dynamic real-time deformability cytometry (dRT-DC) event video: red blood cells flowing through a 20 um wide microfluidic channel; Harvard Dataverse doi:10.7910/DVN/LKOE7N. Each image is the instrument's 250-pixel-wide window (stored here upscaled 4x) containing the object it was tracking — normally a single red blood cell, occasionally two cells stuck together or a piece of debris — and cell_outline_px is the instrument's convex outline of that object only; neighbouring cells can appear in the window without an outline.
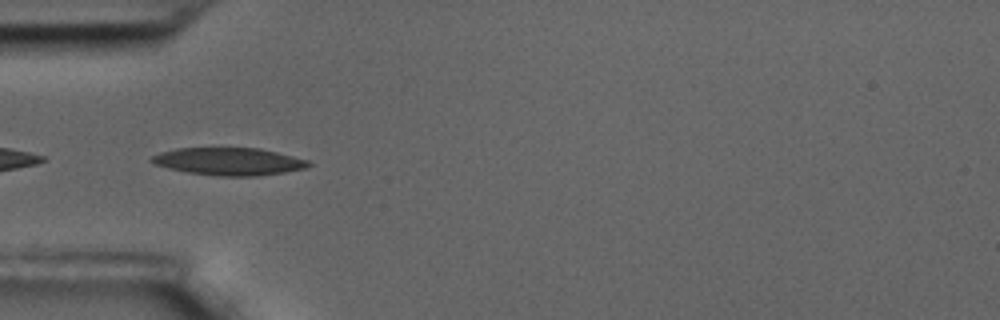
{"species": "common noctule bat (a hibernating species)", "species_latin": "Nyctalus noctula", "temperature_condition": "room temperature", "stored_images_in_passage": 22, "camera_frame_rate_fps": 3000, "um_per_image_px": 0.085, "animal": {"sex": "male", "body_mass_g": 17.5, "forearm_length_mm": 52.3}, "frame": {"image": 1, "passage_image": 1, "time_ms": 0.0, "image_size_px": [1000, 320], "cell_outline_px": [[312, 164], [308, 168], [284, 172], [256, 176], [220, 176], [188, 172], [168, 168], [156, 164], [148, 160], [152, 156], [160, 152], [176, 148], [260, 148], [308, 160]], "centroid_in_image_um": [19.46, 13.72], "position_along_channel_um": 65.5, "area_um2": 25.09}}
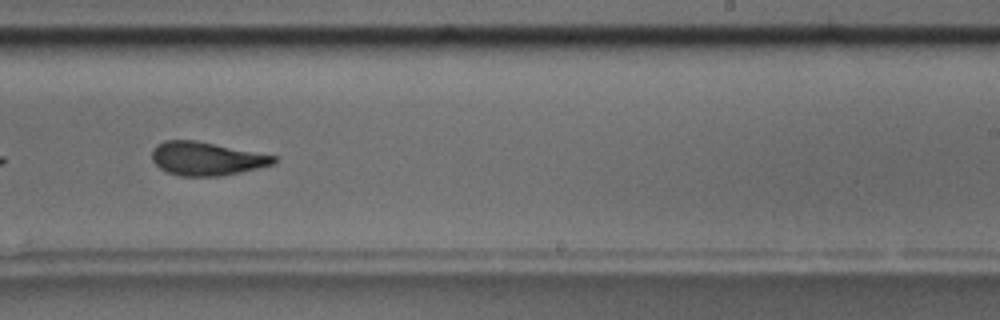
{"frame": {"image": 2, "passage_image": 19, "time_ms": 6.0, "image_size_px": [1000, 320], "cell_outline_px": [[276, 164], [240, 172], [220, 176], [180, 176], [168, 172], [160, 168], [152, 160], [152, 148], [156, 144], [164, 140], [196, 140], [276, 156]], "centroid_in_image_um": [17.53, 13.48], "position_along_channel_um": 271.5, "area_um2": 23.76}}